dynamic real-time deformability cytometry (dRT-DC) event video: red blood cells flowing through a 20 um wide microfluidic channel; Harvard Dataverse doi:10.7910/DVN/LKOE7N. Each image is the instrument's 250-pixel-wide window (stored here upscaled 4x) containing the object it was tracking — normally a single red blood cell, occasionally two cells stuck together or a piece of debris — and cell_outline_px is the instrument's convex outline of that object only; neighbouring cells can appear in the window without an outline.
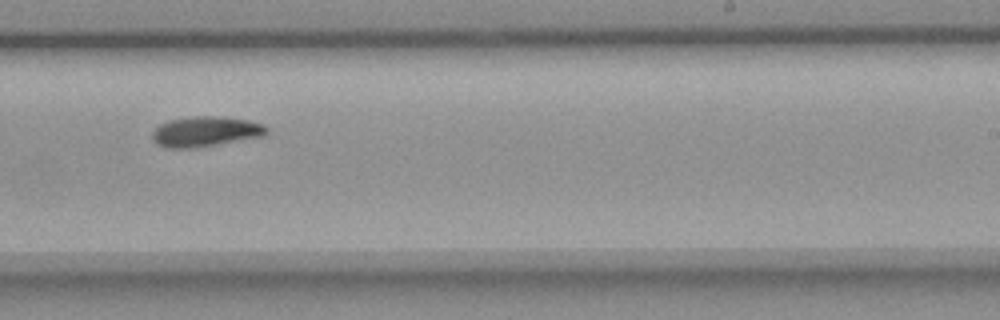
{"species": "common noctule bat (a hibernating species)", "species_latin": "Nyctalus noctula", "temperature_condition": "room temperature", "stored_images_in_passage": 12, "camera_frame_rate_fps": 3000, "um_per_image_px": 0.085, "animal": {"sex": "female", "body_mass_g": 18.4}, "frame": {"image": 1, "passage_image": 9, "time_ms": 10.333, "image_size_px": [1000, 320], "cell_outline_px": [[268, 132], [260, 136], [196, 148], [164, 148], [156, 144], [152, 140], [152, 132], [160, 124], [168, 120], [192, 116], [220, 116], [248, 120], [264, 124], [268, 128]], "centroid_in_image_um": [17.42, 11.18], "position_along_channel_um": 271.6, "area_um2": 20.17}}
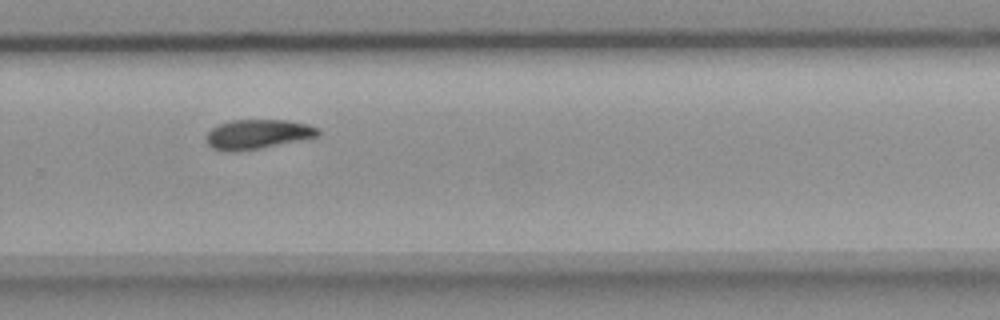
{"frame": {"image": 2, "passage_image": 10, "time_ms": 11.333, "image_size_px": [1000, 320], "cell_outline_px": [[320, 136], [264, 148], [236, 152], [224, 152], [212, 148], [208, 144], [208, 132], [212, 128], [220, 124], [232, 120], [284, 120], [308, 124], [316, 128], [320, 132]], "centroid_in_image_um": [21.91, 11.43], "position_along_channel_um": 307.9, "area_um2": 19.31}}